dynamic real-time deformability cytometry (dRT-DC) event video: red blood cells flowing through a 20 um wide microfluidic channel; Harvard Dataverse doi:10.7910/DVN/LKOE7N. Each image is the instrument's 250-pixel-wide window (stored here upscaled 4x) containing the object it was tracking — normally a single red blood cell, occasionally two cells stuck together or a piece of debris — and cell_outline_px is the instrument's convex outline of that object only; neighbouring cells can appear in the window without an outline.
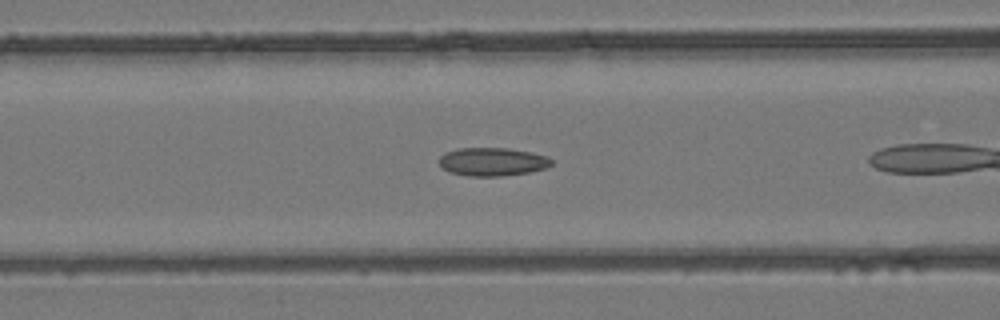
{"species": "common noctule bat (a hibernating species)", "species_latin": "Nyctalus noctula", "temperature_condition": "room temperature", "stored_images_in_passage": 19, "camera_frame_rate_fps": 3000, "um_per_image_px": 0.085, "animal": {"sex": "female", "body_mass_g": 24.6, "forearm_length_mm": 56.2}, "frame": {"image": 1, "passage_image": 6, "time_ms": 1.667, "image_size_px": [1000, 320], "cell_outline_px": [[552, 164], [548, 168], [528, 172], [500, 176], [468, 176], [448, 172], [440, 164], [440, 156], [444, 152], [456, 148], [508, 148], [548, 156], [552, 160]], "centroid_in_image_um": [41.85, 13.74], "position_along_channel_um": 124.8, "area_um2": 18.55}}
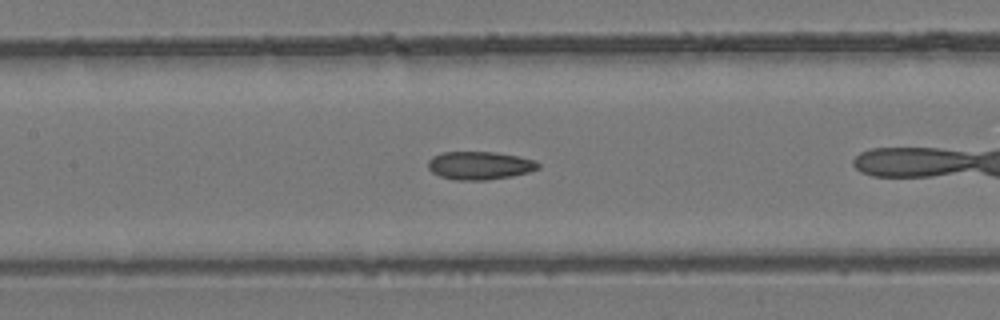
{"frame": {"image": 2, "passage_image": 9, "time_ms": 2.667, "image_size_px": [1000, 320], "cell_outline_px": [[540, 168], [528, 172], [512, 176], [484, 180], [452, 180], [440, 176], [432, 172], [428, 168], [428, 160], [432, 156], [444, 152], [496, 152], [536, 160], [540, 164]], "centroid_in_image_um": [40.76, 14.07], "position_along_channel_um": 166.6, "area_um2": 18.09}}